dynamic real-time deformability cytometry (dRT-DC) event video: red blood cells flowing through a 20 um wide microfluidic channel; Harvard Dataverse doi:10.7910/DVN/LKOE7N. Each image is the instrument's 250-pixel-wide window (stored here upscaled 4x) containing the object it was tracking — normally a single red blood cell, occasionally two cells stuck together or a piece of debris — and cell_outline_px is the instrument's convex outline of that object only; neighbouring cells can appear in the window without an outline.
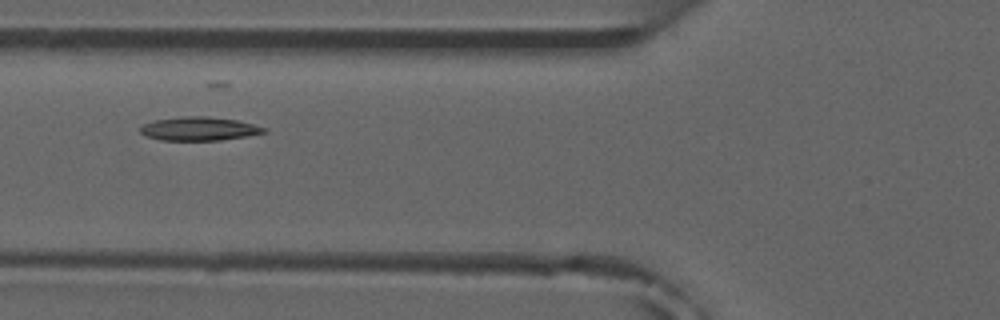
{"species": "common noctule bat (a hibernating species)", "species_latin": "Nyctalus noctula", "temperature_condition": "room temperature", "stored_images_in_passage": 4, "camera_frame_rate_fps": 3000, "um_per_image_px": 0.085, "animal": {"sex": "male", "forearm_length_mm": 52.5}, "frame": {"image": 1, "passage_image": 2, "time_ms": 1.0, "image_size_px": [1000, 320], "cell_outline_px": [[268, 132], [220, 140], [160, 140], [148, 136], [140, 132], [140, 124], [156, 120], [184, 116], [204, 116], [236, 120], [268, 128]], "centroid_in_image_um": [16.91, 10.94], "position_along_channel_um": 108.9, "area_um2": 16.88}}
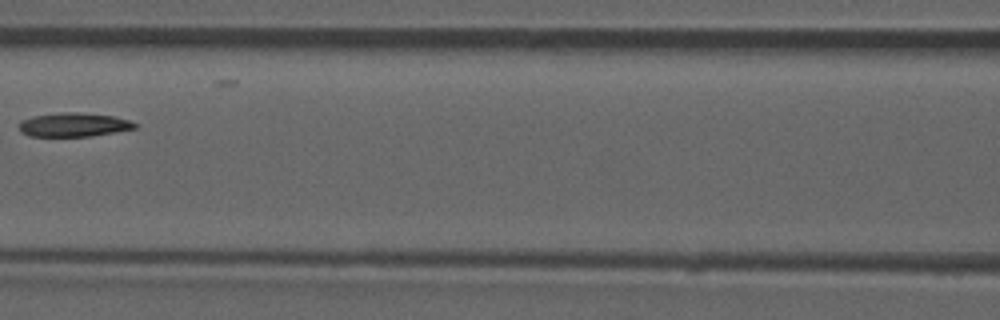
{"frame": {"image": 2, "passage_image": 3, "time_ms": 2.333, "image_size_px": [1000, 320], "cell_outline_px": [[140, 124], [136, 128], [116, 132], [88, 136], [28, 136], [20, 132], [20, 120], [32, 116], [60, 112], [80, 112], [112, 116], [128, 120]], "centroid_in_image_um": [6.26, 10.6], "position_along_channel_um": 160.3, "area_um2": 16.18}}